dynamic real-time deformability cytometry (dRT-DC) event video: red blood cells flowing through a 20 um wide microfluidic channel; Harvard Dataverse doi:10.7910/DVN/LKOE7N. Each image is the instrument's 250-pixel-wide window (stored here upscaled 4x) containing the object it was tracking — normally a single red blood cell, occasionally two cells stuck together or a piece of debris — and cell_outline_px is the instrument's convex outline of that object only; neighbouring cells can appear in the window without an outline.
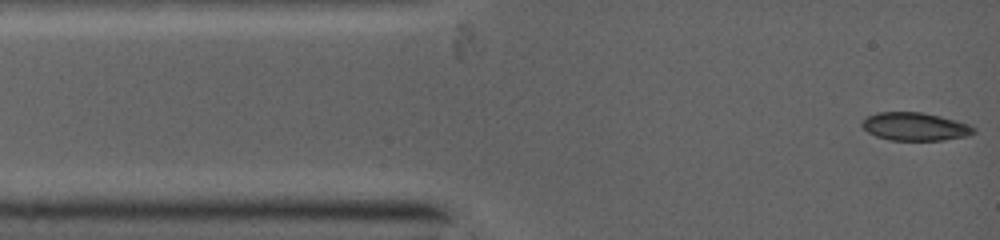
{"species": "common noctule bat (a hibernating species)", "species_latin": "Nyctalus noctula", "temperature_condition": "warm", "stored_images_in_passage": 34, "camera_frame_rate_fps": 5000, "um_per_image_px": 0.085, "animal": {"sex": "female", "body_mass_g": 19.0, "forearm_length_mm": 53.3}, "frame": {"image": 1, "passage_image": 1, "time_ms": 0.0, "image_size_px": [1000, 240], "cell_outline_px": [[972, 132], [964, 136], [940, 140], [892, 140], [876, 136], [868, 132], [860, 124], [868, 116], [876, 112], [920, 112], [940, 116], [968, 124], [972, 128]], "centroid_in_image_um": [77.69, 10.75], "position_along_channel_um": 7.3, "area_um2": 17.8}}
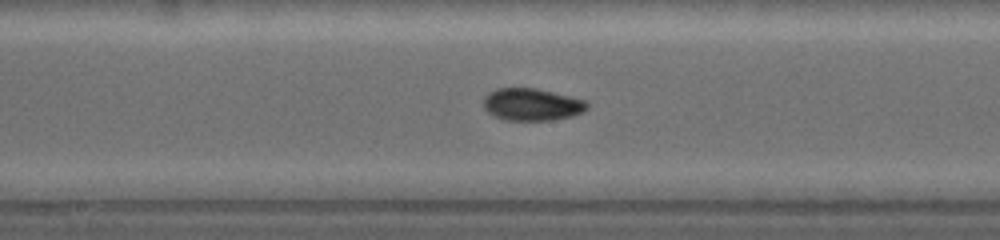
{"frame": {"image": 2, "passage_image": 15, "time_ms": 5.6, "image_size_px": [1000, 240], "cell_outline_px": [[588, 108], [572, 116], [548, 120], [508, 120], [496, 116], [488, 112], [484, 104], [484, 100], [496, 88], [532, 88], [584, 100], [588, 104]], "centroid_in_image_um": [45.21, 8.89], "position_along_channel_um": 203.0, "area_um2": 18.73}}
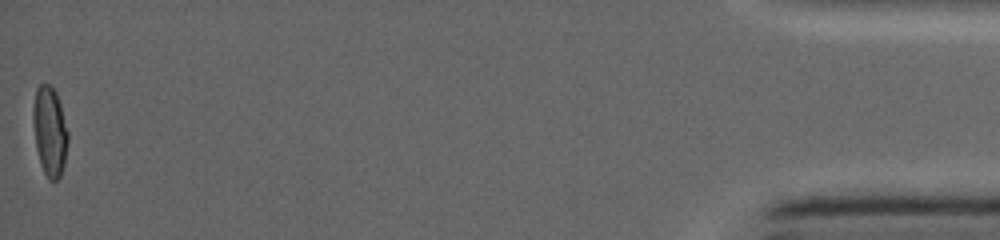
{"frame": {"image": 3, "passage_image": 34, "time_ms": 13.8, "image_size_px": [1000, 240], "cell_outline_px": [[68, 140], [64, 164], [60, 176], [56, 180], [48, 180], [40, 164], [36, 148], [32, 116], [32, 112], [36, 88], [40, 84], [48, 84], [56, 92], [60, 104], [68, 132]], "centroid_in_image_um": [4.22, 11.16], "position_along_channel_um": 431.0, "area_um2": 18.15}}